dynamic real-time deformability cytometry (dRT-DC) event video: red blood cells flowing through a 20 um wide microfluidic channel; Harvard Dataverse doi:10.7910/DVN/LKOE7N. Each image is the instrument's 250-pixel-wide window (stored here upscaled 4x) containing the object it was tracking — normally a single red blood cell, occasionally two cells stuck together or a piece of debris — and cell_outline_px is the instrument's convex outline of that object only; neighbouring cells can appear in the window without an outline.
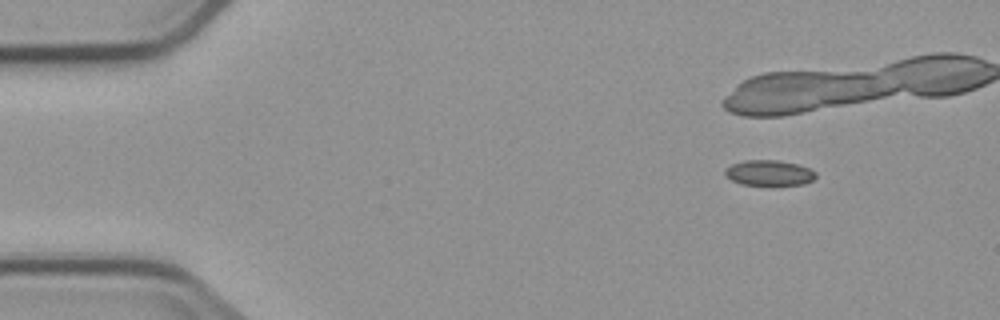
{"species": "common noctule bat (a hibernating species)", "species_latin": "Nyctalus noctula", "temperature_condition": "cold", "stored_images_in_passage": 10, "camera_frame_rate_fps": 3000, "um_per_image_px": 0.085, "animal": {"sex": "male", "body_mass_g": 23.1, "forearm_length_mm": 52.7}, "frame": {"image": 1, "passage_image": 1, "time_ms": 0.0, "image_size_px": [1000, 320], "cell_outline_px": [[816, 176], [812, 180], [804, 184], [772, 188], [740, 184], [724, 176], [724, 168], [732, 164], [744, 160], [776, 160], [796, 164], [808, 168], [816, 172]], "centroid_in_image_um": [65.34, 14.75], "position_along_channel_um": 19.7, "area_um2": 14.22}}